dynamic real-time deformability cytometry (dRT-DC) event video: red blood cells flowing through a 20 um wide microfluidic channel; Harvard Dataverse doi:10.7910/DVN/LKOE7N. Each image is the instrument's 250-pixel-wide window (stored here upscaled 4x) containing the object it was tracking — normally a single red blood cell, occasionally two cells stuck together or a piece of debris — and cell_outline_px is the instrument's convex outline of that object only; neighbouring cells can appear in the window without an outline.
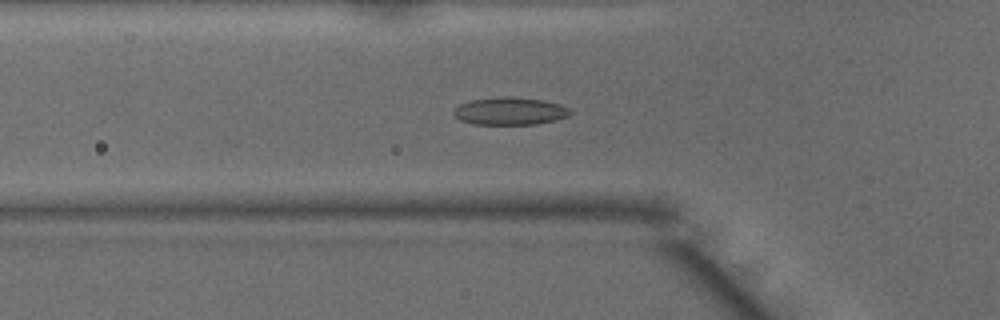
{"species": "common noctule bat (a hibernating species)", "species_latin": "Nyctalus noctula", "temperature_condition": "warm", "stored_images_in_passage": 5, "camera_frame_rate_fps": 3000, "um_per_image_px": 0.085, "animal": {"sex": "male", "body_mass_g": 15.6}, "frame": {"image": 1, "passage_image": 4, "time_ms": 1.0, "image_size_px": [1000, 320], "cell_outline_px": [[572, 112], [568, 116], [556, 120], [536, 124], [476, 124], [460, 120], [452, 112], [460, 104], [472, 100], [540, 100], [560, 104], [568, 108]], "centroid_in_image_um": [43.38, 9.51], "position_along_channel_um": 82.4, "area_um2": 17.46}}